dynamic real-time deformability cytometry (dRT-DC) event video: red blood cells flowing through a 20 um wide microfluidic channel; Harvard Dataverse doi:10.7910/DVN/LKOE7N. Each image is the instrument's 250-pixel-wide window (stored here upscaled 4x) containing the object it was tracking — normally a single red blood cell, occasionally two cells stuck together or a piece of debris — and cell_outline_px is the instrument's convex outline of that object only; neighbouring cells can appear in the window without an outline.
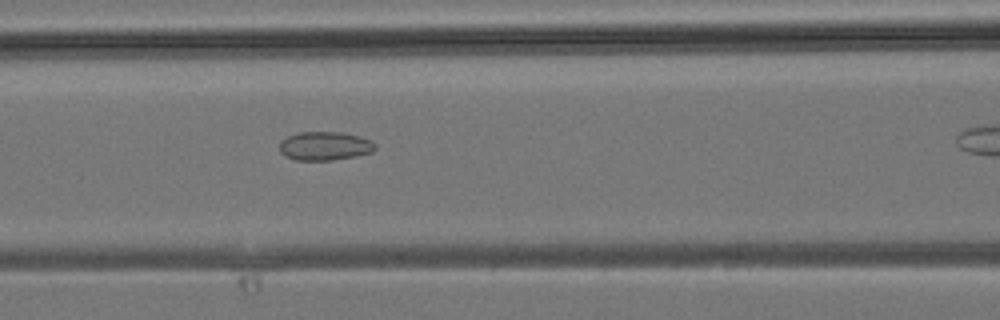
{"species": "common noctule bat (a hibernating species)", "species_latin": "Nyctalus noctula", "temperature_condition": "room temperature", "stored_images_in_passage": 19, "camera_frame_rate_fps": 3000, "um_per_image_px": 0.085, "animal": {"sex": "male", "body_mass_g": 19.2, "forearm_length_mm": 51.8}, "frame": {"image": 1, "passage_image": 5, "time_ms": 1.333, "image_size_px": [1000, 320], "cell_outline_px": [[376, 148], [372, 152], [356, 156], [332, 160], [296, 160], [284, 156], [280, 152], [280, 140], [288, 136], [300, 132], [340, 132], [360, 136], [372, 140], [376, 144]], "centroid_in_image_um": [27.62, 12.41], "position_along_channel_um": 139.0, "area_um2": 16.13}}
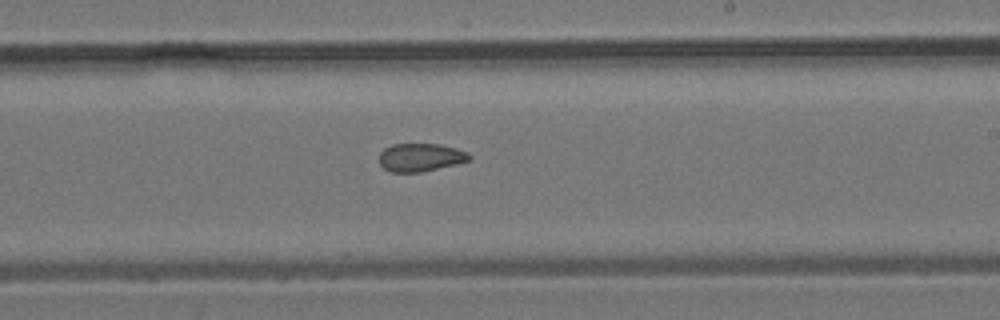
{"frame": {"image": 2, "passage_image": 11, "time_ms": 3.333, "image_size_px": [1000, 320], "cell_outline_px": [[472, 156], [468, 160], [456, 164], [420, 172], [392, 172], [384, 168], [380, 164], [380, 152], [384, 148], [392, 144], [440, 144], [456, 148], [468, 152]], "centroid_in_image_um": [35.74, 13.37], "position_along_channel_um": 253.3, "area_um2": 14.68}}
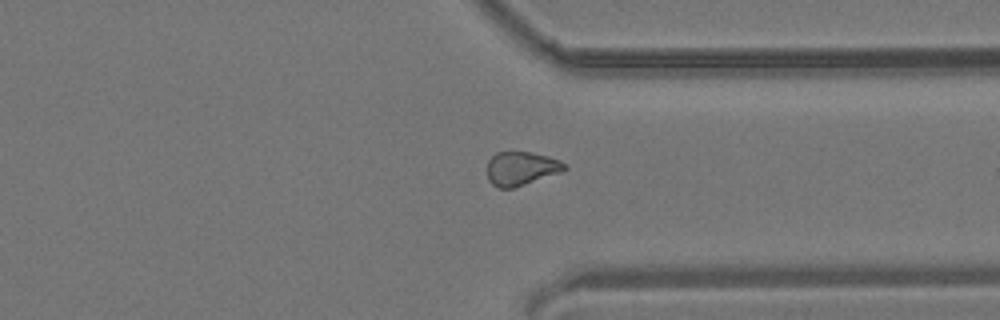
{"frame": {"image": 3, "passage_image": 17, "time_ms": 5.333, "image_size_px": [1000, 320], "cell_outline_px": [[568, 168], [564, 172], [512, 188], [500, 188], [492, 184], [488, 180], [488, 160], [496, 152], [532, 152], [548, 156], [560, 160], [568, 164]], "centroid_in_image_um": [44.36, 14.31], "position_along_channel_um": 367.0, "area_um2": 15.43}}